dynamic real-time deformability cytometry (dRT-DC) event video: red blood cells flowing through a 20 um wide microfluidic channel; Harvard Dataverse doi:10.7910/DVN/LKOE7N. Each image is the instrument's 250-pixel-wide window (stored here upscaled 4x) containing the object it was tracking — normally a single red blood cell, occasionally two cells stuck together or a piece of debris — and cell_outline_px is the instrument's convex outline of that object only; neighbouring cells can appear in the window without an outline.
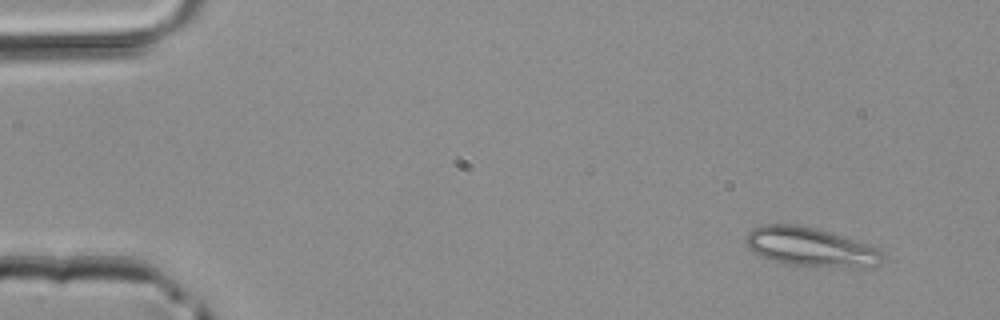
{"species": "common noctule bat (a hibernating species)", "species_latin": "Nyctalus noctula", "temperature_condition": "room temperature", "stored_images_in_passage": 4, "camera_frame_rate_fps": 3000, "um_per_image_px": 0.085, "animal": {"sex": "male", "body_mass_g": 20.4}, "frame": {"image": 1, "passage_image": 1, "time_ms": 0.0, "image_size_px": [1000, 320], "cell_outline_px": [[884, 260], [880, 264], [872, 268], [856, 268], [792, 264], [772, 260], [760, 256], [752, 252], [748, 248], [744, 240], [744, 236], [752, 228], [760, 224], [800, 224], [816, 228], [868, 244], [876, 248], [884, 256]], "centroid_in_image_um": [68.88, 20.99], "position_along_channel_um": 16.1, "area_um2": 31.33}}